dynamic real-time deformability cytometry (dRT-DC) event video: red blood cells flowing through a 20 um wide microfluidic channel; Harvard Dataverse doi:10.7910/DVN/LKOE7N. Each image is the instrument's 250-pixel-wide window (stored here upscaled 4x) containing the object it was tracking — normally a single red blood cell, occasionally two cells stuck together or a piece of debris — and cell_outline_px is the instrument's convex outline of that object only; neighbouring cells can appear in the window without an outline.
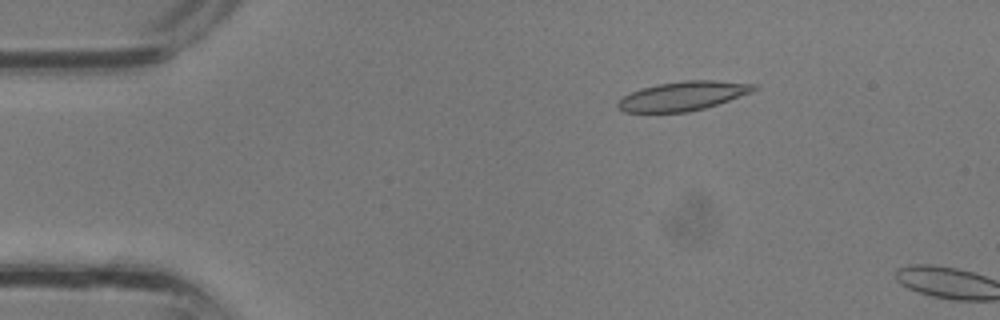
{"species": "common noctule bat (a hibernating species)", "species_latin": "Nyctalus noctula", "temperature_condition": "room temperature", "stored_images_in_passage": 8, "camera_frame_rate_fps": 3000, "um_per_image_px": 0.085, "animal": {"sex": "male", "body_mass_g": 13.3}, "frame": {"image": 1, "passage_image": 6, "time_ms": 1.667, "image_size_px": [1000, 320], "cell_outline_px": [[760, 88], [752, 92], [704, 108], [688, 112], [624, 112], [616, 104], [624, 96], [640, 88], [656, 84], [684, 80], [716, 80], [760, 84]], "centroid_in_image_um": [58.1, 8.14], "position_along_channel_um": 26.9, "area_um2": 23.12}}